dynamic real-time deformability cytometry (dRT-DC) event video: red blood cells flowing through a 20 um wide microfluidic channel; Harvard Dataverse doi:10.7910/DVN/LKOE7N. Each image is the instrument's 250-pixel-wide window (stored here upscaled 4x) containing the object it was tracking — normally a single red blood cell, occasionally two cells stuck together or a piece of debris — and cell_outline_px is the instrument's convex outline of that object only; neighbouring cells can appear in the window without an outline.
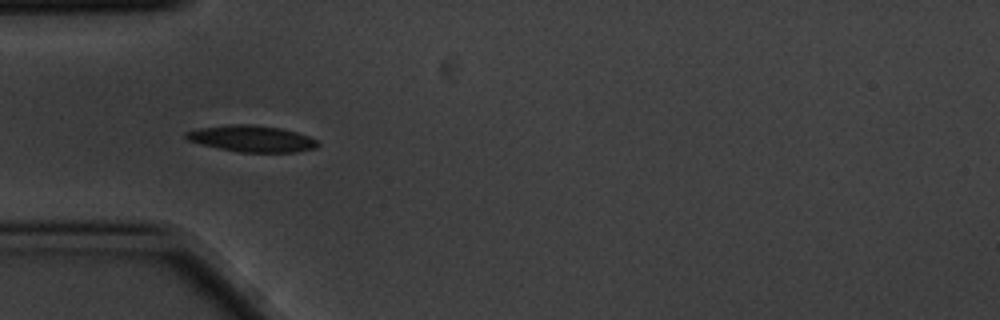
{"species": "common noctule bat (a hibernating species)", "species_latin": "Nyctalus noctula", "temperature_condition": "cold", "stored_images_in_passage": 2, "camera_frame_rate_fps": 3000, "um_per_image_px": 0.085, "animal": {"sex": "male", "body_mass_g": 20.1, "forearm_length_mm": 53.5}, "frame": {"image": 1, "passage_image": 1, "time_ms": 0.0, "image_size_px": [1000, 320], "cell_outline_px": [[320, 144], [316, 148], [296, 152], [240, 152], [200, 144], [188, 140], [184, 136], [184, 132], [200, 128], [228, 124], [252, 124], [280, 128], [296, 132], [308, 136], [316, 140]], "centroid_in_image_um": [21.39, 11.78], "position_along_channel_um": 63.6, "area_um2": 20.23}}